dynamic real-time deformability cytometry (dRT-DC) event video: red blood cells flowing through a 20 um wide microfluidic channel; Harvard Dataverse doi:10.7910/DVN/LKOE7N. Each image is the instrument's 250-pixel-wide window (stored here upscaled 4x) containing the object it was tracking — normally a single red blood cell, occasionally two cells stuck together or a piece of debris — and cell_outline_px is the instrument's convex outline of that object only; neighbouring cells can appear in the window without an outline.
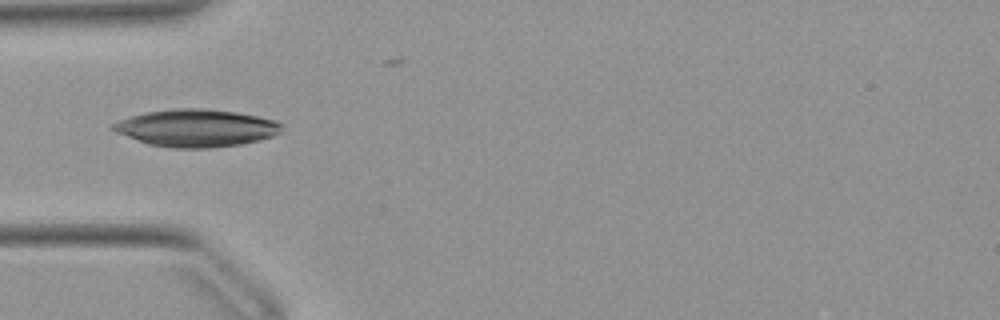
{"species": "Egyptian fruit bat (a non-hibernating species)", "species_latin": "Rousettus aegyptiacus", "temperature_condition": "warm", "stored_images_in_passage": 22, "camera_frame_rate_fps": 3000, "um_per_image_px": 0.085, "animal": {"sex": "female"}, "frame": {"image": 1, "passage_image": 1, "time_ms": 0.0, "image_size_px": [1000, 320], "cell_outline_px": [[280, 132], [276, 136], [260, 140], [240, 144], [212, 148], [172, 148], [148, 144], [116, 132], [112, 128], [112, 124], [120, 120], [144, 112], [176, 108], [204, 108], [236, 112], [276, 120], [280, 124]], "centroid_in_image_um": [16.7, 10.88], "position_along_channel_um": 68.3, "area_um2": 36.7}}